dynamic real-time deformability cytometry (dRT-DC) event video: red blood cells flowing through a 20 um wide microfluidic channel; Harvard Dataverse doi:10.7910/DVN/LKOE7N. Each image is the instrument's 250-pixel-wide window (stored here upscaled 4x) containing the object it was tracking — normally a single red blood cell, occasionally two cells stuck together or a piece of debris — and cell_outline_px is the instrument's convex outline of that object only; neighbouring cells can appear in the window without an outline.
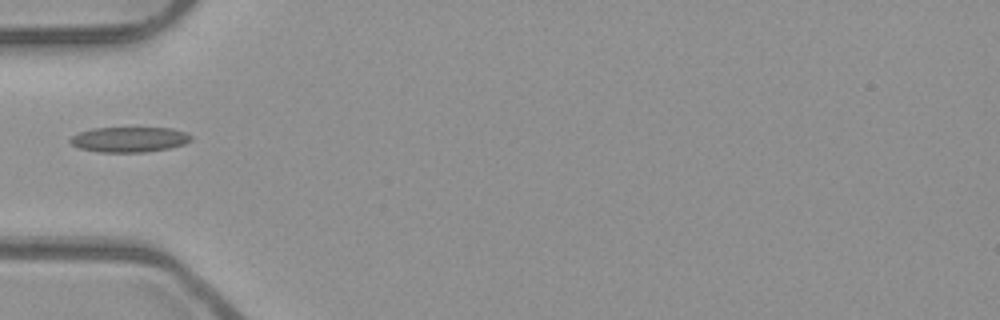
{"species": "common noctule bat (a hibernating species)", "species_latin": "Nyctalus noctula", "temperature_condition": "room temperature", "stored_images_in_passage": 5, "camera_frame_rate_fps": 3000, "um_per_image_px": 0.085, "animal": {"sex": "male", "body_mass_g": 23.1, "forearm_length_mm": 52.7}, "frame": {"image": 1, "passage_image": 5, "time_ms": 1.333, "image_size_px": [1000, 320], "cell_outline_px": [[192, 140], [184, 144], [168, 148], [144, 152], [100, 152], [80, 148], [72, 144], [68, 140], [72, 136], [80, 132], [92, 128], [172, 128], [184, 132], [192, 136]], "centroid_in_image_um": [10.99, 11.85], "position_along_channel_um": 74.0, "area_um2": 17.63}}